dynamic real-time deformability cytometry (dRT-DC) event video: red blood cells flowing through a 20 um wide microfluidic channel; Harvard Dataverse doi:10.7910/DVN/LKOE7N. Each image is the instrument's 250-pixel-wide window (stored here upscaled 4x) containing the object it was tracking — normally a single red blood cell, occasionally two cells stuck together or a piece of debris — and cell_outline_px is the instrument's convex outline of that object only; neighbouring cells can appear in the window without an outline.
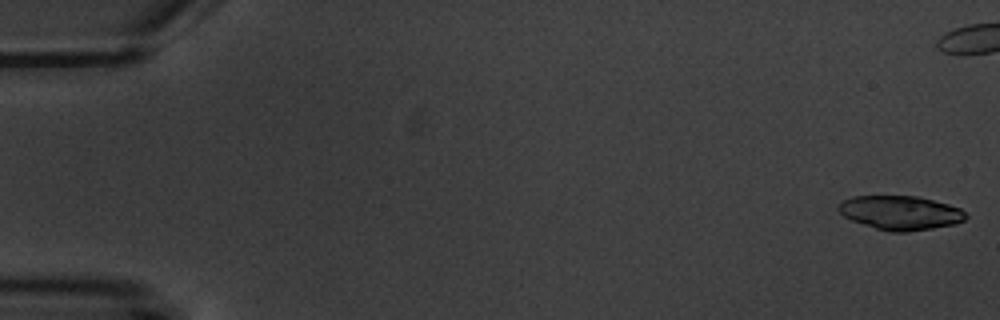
{"species": "common noctule bat (a hibernating species)", "species_latin": "Nyctalus noctula", "temperature_condition": "warm", "stored_images_in_passage": 7, "camera_frame_rate_fps": 3000, "um_per_image_px": 0.085, "animal": {"sex": "male", "body_mass_g": 20.1, "forearm_length_mm": 53.5}, "frame": {"image": 1, "passage_image": 1, "time_ms": 0.0, "image_size_px": [1000, 320], "cell_outline_px": [[968, 216], [964, 220], [956, 224], [908, 232], [892, 232], [876, 228], [852, 220], [844, 216], [836, 208], [844, 200], [852, 196], [916, 196], [948, 204], [960, 208]], "centroid_in_image_um": [76.55, 18.08], "position_along_channel_um": 8.5, "area_um2": 25.09}}